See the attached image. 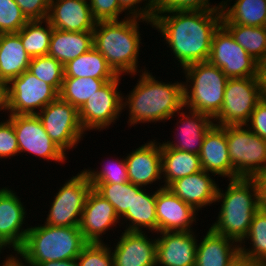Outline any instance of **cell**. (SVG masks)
I'll use <instances>...</instances> for the list:
<instances>
[{
	"instance_id": "ba28073f",
	"label": "cell",
	"mask_w": 266,
	"mask_h": 266,
	"mask_svg": "<svg viewBox=\"0 0 266 266\" xmlns=\"http://www.w3.org/2000/svg\"><path fill=\"white\" fill-rule=\"evenodd\" d=\"M229 158L234 179L254 178L266 171V140L246 125H226Z\"/></svg>"
},
{
	"instance_id": "cb8c5ba5",
	"label": "cell",
	"mask_w": 266,
	"mask_h": 266,
	"mask_svg": "<svg viewBox=\"0 0 266 266\" xmlns=\"http://www.w3.org/2000/svg\"><path fill=\"white\" fill-rule=\"evenodd\" d=\"M240 247L234 240L211 228L197 243L195 266H241Z\"/></svg>"
},
{
	"instance_id": "5b68a950",
	"label": "cell",
	"mask_w": 266,
	"mask_h": 266,
	"mask_svg": "<svg viewBox=\"0 0 266 266\" xmlns=\"http://www.w3.org/2000/svg\"><path fill=\"white\" fill-rule=\"evenodd\" d=\"M87 243L79 227L47 224L30 226L22 248L10 257H14L22 266H35L47 261L73 260Z\"/></svg>"
},
{
	"instance_id": "8992f818",
	"label": "cell",
	"mask_w": 266,
	"mask_h": 266,
	"mask_svg": "<svg viewBox=\"0 0 266 266\" xmlns=\"http://www.w3.org/2000/svg\"><path fill=\"white\" fill-rule=\"evenodd\" d=\"M182 70L186 78L184 108L214 118L222 108L228 77L208 61L193 63Z\"/></svg>"
},
{
	"instance_id": "f546056e",
	"label": "cell",
	"mask_w": 266,
	"mask_h": 266,
	"mask_svg": "<svg viewBox=\"0 0 266 266\" xmlns=\"http://www.w3.org/2000/svg\"><path fill=\"white\" fill-rule=\"evenodd\" d=\"M63 78L115 79L118 75L108 65L105 57L94 47L67 62Z\"/></svg>"
},
{
	"instance_id": "484cf974",
	"label": "cell",
	"mask_w": 266,
	"mask_h": 266,
	"mask_svg": "<svg viewBox=\"0 0 266 266\" xmlns=\"http://www.w3.org/2000/svg\"><path fill=\"white\" fill-rule=\"evenodd\" d=\"M31 57L25 51L17 33H2L0 37V85L3 88L12 79L28 70Z\"/></svg>"
},
{
	"instance_id": "4dcf8cb0",
	"label": "cell",
	"mask_w": 266,
	"mask_h": 266,
	"mask_svg": "<svg viewBox=\"0 0 266 266\" xmlns=\"http://www.w3.org/2000/svg\"><path fill=\"white\" fill-rule=\"evenodd\" d=\"M250 241V248L244 246ZM244 243V244H243ZM243 244V247H242ZM240 260L243 265L266 266V211L259 209L253 216L248 234L239 244Z\"/></svg>"
},
{
	"instance_id": "7a4b0ae2",
	"label": "cell",
	"mask_w": 266,
	"mask_h": 266,
	"mask_svg": "<svg viewBox=\"0 0 266 266\" xmlns=\"http://www.w3.org/2000/svg\"><path fill=\"white\" fill-rule=\"evenodd\" d=\"M144 68L136 86L126 97L123 96V108H129L127 123L130 126L166 122L176 116L174 114H178L179 110L185 109L184 83L158 81Z\"/></svg>"
},
{
	"instance_id": "60d3db41",
	"label": "cell",
	"mask_w": 266,
	"mask_h": 266,
	"mask_svg": "<svg viewBox=\"0 0 266 266\" xmlns=\"http://www.w3.org/2000/svg\"><path fill=\"white\" fill-rule=\"evenodd\" d=\"M171 10L221 11V2L213 6L210 0H155V13Z\"/></svg>"
},
{
	"instance_id": "ee69618b",
	"label": "cell",
	"mask_w": 266,
	"mask_h": 266,
	"mask_svg": "<svg viewBox=\"0 0 266 266\" xmlns=\"http://www.w3.org/2000/svg\"><path fill=\"white\" fill-rule=\"evenodd\" d=\"M142 2H144L143 6H140ZM119 3L125 14L127 13L126 16L153 22L155 17V0H119Z\"/></svg>"
},
{
	"instance_id": "816d5d0a",
	"label": "cell",
	"mask_w": 266,
	"mask_h": 266,
	"mask_svg": "<svg viewBox=\"0 0 266 266\" xmlns=\"http://www.w3.org/2000/svg\"><path fill=\"white\" fill-rule=\"evenodd\" d=\"M2 96H3V88L0 85V111L2 110Z\"/></svg>"
},
{
	"instance_id": "7402d4cb",
	"label": "cell",
	"mask_w": 266,
	"mask_h": 266,
	"mask_svg": "<svg viewBox=\"0 0 266 266\" xmlns=\"http://www.w3.org/2000/svg\"><path fill=\"white\" fill-rule=\"evenodd\" d=\"M203 170L213 176L234 179V168L229 158L225 126L214 124L206 133L199 154Z\"/></svg>"
},
{
	"instance_id": "b9f144b4",
	"label": "cell",
	"mask_w": 266,
	"mask_h": 266,
	"mask_svg": "<svg viewBox=\"0 0 266 266\" xmlns=\"http://www.w3.org/2000/svg\"><path fill=\"white\" fill-rule=\"evenodd\" d=\"M94 19L98 21L119 20L121 9L119 0H88Z\"/></svg>"
},
{
	"instance_id": "74e56055",
	"label": "cell",
	"mask_w": 266,
	"mask_h": 266,
	"mask_svg": "<svg viewBox=\"0 0 266 266\" xmlns=\"http://www.w3.org/2000/svg\"><path fill=\"white\" fill-rule=\"evenodd\" d=\"M83 171L88 175L91 184H120L129 182L125 157L120 158L119 161H107L99 171L94 169H84Z\"/></svg>"
},
{
	"instance_id": "d4e9b609",
	"label": "cell",
	"mask_w": 266,
	"mask_h": 266,
	"mask_svg": "<svg viewBox=\"0 0 266 266\" xmlns=\"http://www.w3.org/2000/svg\"><path fill=\"white\" fill-rule=\"evenodd\" d=\"M212 175L201 170L173 181L167 188L183 202L193 206L197 211L215 203L218 185Z\"/></svg>"
},
{
	"instance_id": "1f68e13d",
	"label": "cell",
	"mask_w": 266,
	"mask_h": 266,
	"mask_svg": "<svg viewBox=\"0 0 266 266\" xmlns=\"http://www.w3.org/2000/svg\"><path fill=\"white\" fill-rule=\"evenodd\" d=\"M163 186L202 170L199 154L161 148Z\"/></svg>"
},
{
	"instance_id": "e575fe53",
	"label": "cell",
	"mask_w": 266,
	"mask_h": 266,
	"mask_svg": "<svg viewBox=\"0 0 266 266\" xmlns=\"http://www.w3.org/2000/svg\"><path fill=\"white\" fill-rule=\"evenodd\" d=\"M113 79L63 78L59 97L79 109L93 94Z\"/></svg>"
},
{
	"instance_id": "2e32d148",
	"label": "cell",
	"mask_w": 266,
	"mask_h": 266,
	"mask_svg": "<svg viewBox=\"0 0 266 266\" xmlns=\"http://www.w3.org/2000/svg\"><path fill=\"white\" fill-rule=\"evenodd\" d=\"M156 190L157 234L167 231H193L198 211L163 185Z\"/></svg>"
},
{
	"instance_id": "4316f807",
	"label": "cell",
	"mask_w": 266,
	"mask_h": 266,
	"mask_svg": "<svg viewBox=\"0 0 266 266\" xmlns=\"http://www.w3.org/2000/svg\"><path fill=\"white\" fill-rule=\"evenodd\" d=\"M93 46V31L71 32L53 28L48 56L65 65Z\"/></svg>"
},
{
	"instance_id": "7c38bea8",
	"label": "cell",
	"mask_w": 266,
	"mask_h": 266,
	"mask_svg": "<svg viewBox=\"0 0 266 266\" xmlns=\"http://www.w3.org/2000/svg\"><path fill=\"white\" fill-rule=\"evenodd\" d=\"M208 62L228 78L258 77L259 63L220 25L214 32Z\"/></svg>"
},
{
	"instance_id": "8fae6325",
	"label": "cell",
	"mask_w": 266,
	"mask_h": 266,
	"mask_svg": "<svg viewBox=\"0 0 266 266\" xmlns=\"http://www.w3.org/2000/svg\"><path fill=\"white\" fill-rule=\"evenodd\" d=\"M37 116L51 140L65 153L76 148L83 139L85 131L79 121L78 109L60 97L50 102Z\"/></svg>"
},
{
	"instance_id": "e0dca14e",
	"label": "cell",
	"mask_w": 266,
	"mask_h": 266,
	"mask_svg": "<svg viewBox=\"0 0 266 266\" xmlns=\"http://www.w3.org/2000/svg\"><path fill=\"white\" fill-rule=\"evenodd\" d=\"M121 219L115 208L93 188L88 192L80 221V231L87 242L102 243V235L117 227ZM101 237V238H100Z\"/></svg>"
},
{
	"instance_id": "603a6c76",
	"label": "cell",
	"mask_w": 266,
	"mask_h": 266,
	"mask_svg": "<svg viewBox=\"0 0 266 266\" xmlns=\"http://www.w3.org/2000/svg\"><path fill=\"white\" fill-rule=\"evenodd\" d=\"M190 111L187 114L179 110L180 121L176 123L180 130L176 135L177 142L164 141L161 148H172L179 151L200 154L202 143L207 131L215 124L213 118L209 115L186 109ZM178 123L181 125H178Z\"/></svg>"
},
{
	"instance_id": "f907efd6",
	"label": "cell",
	"mask_w": 266,
	"mask_h": 266,
	"mask_svg": "<svg viewBox=\"0 0 266 266\" xmlns=\"http://www.w3.org/2000/svg\"><path fill=\"white\" fill-rule=\"evenodd\" d=\"M0 266H22L14 257L9 255L3 260Z\"/></svg>"
},
{
	"instance_id": "277c9868",
	"label": "cell",
	"mask_w": 266,
	"mask_h": 266,
	"mask_svg": "<svg viewBox=\"0 0 266 266\" xmlns=\"http://www.w3.org/2000/svg\"><path fill=\"white\" fill-rule=\"evenodd\" d=\"M229 181L225 192L218 186L215 202L221 201V208L210 228L240 244L248 234L254 214L260 209L258 187L254 178Z\"/></svg>"
},
{
	"instance_id": "8d00e7d4",
	"label": "cell",
	"mask_w": 266,
	"mask_h": 266,
	"mask_svg": "<svg viewBox=\"0 0 266 266\" xmlns=\"http://www.w3.org/2000/svg\"><path fill=\"white\" fill-rule=\"evenodd\" d=\"M28 71L60 92L64 77V67L55 58L48 55L32 57Z\"/></svg>"
},
{
	"instance_id": "c3c4849f",
	"label": "cell",
	"mask_w": 266,
	"mask_h": 266,
	"mask_svg": "<svg viewBox=\"0 0 266 266\" xmlns=\"http://www.w3.org/2000/svg\"><path fill=\"white\" fill-rule=\"evenodd\" d=\"M258 79L262 100L266 101V62H262L258 66Z\"/></svg>"
},
{
	"instance_id": "4fadbf2b",
	"label": "cell",
	"mask_w": 266,
	"mask_h": 266,
	"mask_svg": "<svg viewBox=\"0 0 266 266\" xmlns=\"http://www.w3.org/2000/svg\"><path fill=\"white\" fill-rule=\"evenodd\" d=\"M122 75L107 82L93 94L79 109V121L82 129L104 130L118 120L123 108V94L118 90Z\"/></svg>"
},
{
	"instance_id": "9a60e30c",
	"label": "cell",
	"mask_w": 266,
	"mask_h": 266,
	"mask_svg": "<svg viewBox=\"0 0 266 266\" xmlns=\"http://www.w3.org/2000/svg\"><path fill=\"white\" fill-rule=\"evenodd\" d=\"M16 194L10 188H0V248L12 247V253L22 248L29 230V227H22L27 212Z\"/></svg>"
},
{
	"instance_id": "f6af8a7d",
	"label": "cell",
	"mask_w": 266,
	"mask_h": 266,
	"mask_svg": "<svg viewBox=\"0 0 266 266\" xmlns=\"http://www.w3.org/2000/svg\"><path fill=\"white\" fill-rule=\"evenodd\" d=\"M29 21L48 18L50 0H14Z\"/></svg>"
},
{
	"instance_id": "6da1fadb",
	"label": "cell",
	"mask_w": 266,
	"mask_h": 266,
	"mask_svg": "<svg viewBox=\"0 0 266 266\" xmlns=\"http://www.w3.org/2000/svg\"><path fill=\"white\" fill-rule=\"evenodd\" d=\"M222 11L171 10L155 13L152 28L160 32L175 60L184 67L208 61Z\"/></svg>"
},
{
	"instance_id": "44dd1931",
	"label": "cell",
	"mask_w": 266,
	"mask_h": 266,
	"mask_svg": "<svg viewBox=\"0 0 266 266\" xmlns=\"http://www.w3.org/2000/svg\"><path fill=\"white\" fill-rule=\"evenodd\" d=\"M47 20L53 28L71 32L93 31L97 23L87 0H50Z\"/></svg>"
},
{
	"instance_id": "f35d334b",
	"label": "cell",
	"mask_w": 266,
	"mask_h": 266,
	"mask_svg": "<svg viewBox=\"0 0 266 266\" xmlns=\"http://www.w3.org/2000/svg\"><path fill=\"white\" fill-rule=\"evenodd\" d=\"M105 242H88L78 255V266H114L112 250Z\"/></svg>"
},
{
	"instance_id": "ac0fdd59",
	"label": "cell",
	"mask_w": 266,
	"mask_h": 266,
	"mask_svg": "<svg viewBox=\"0 0 266 266\" xmlns=\"http://www.w3.org/2000/svg\"><path fill=\"white\" fill-rule=\"evenodd\" d=\"M146 233L122 232L112 251L114 266H157V239H150Z\"/></svg>"
},
{
	"instance_id": "d6a6232c",
	"label": "cell",
	"mask_w": 266,
	"mask_h": 266,
	"mask_svg": "<svg viewBox=\"0 0 266 266\" xmlns=\"http://www.w3.org/2000/svg\"><path fill=\"white\" fill-rule=\"evenodd\" d=\"M259 64L266 62V28L246 25H222Z\"/></svg>"
},
{
	"instance_id": "83f0119b",
	"label": "cell",
	"mask_w": 266,
	"mask_h": 266,
	"mask_svg": "<svg viewBox=\"0 0 266 266\" xmlns=\"http://www.w3.org/2000/svg\"><path fill=\"white\" fill-rule=\"evenodd\" d=\"M221 1V25L264 26L266 22V0Z\"/></svg>"
},
{
	"instance_id": "9c48e42d",
	"label": "cell",
	"mask_w": 266,
	"mask_h": 266,
	"mask_svg": "<svg viewBox=\"0 0 266 266\" xmlns=\"http://www.w3.org/2000/svg\"><path fill=\"white\" fill-rule=\"evenodd\" d=\"M261 100L258 77L228 78L222 108L213 120L218 126L245 125Z\"/></svg>"
},
{
	"instance_id": "ffe728a7",
	"label": "cell",
	"mask_w": 266,
	"mask_h": 266,
	"mask_svg": "<svg viewBox=\"0 0 266 266\" xmlns=\"http://www.w3.org/2000/svg\"><path fill=\"white\" fill-rule=\"evenodd\" d=\"M129 182L146 187L162 179L161 143L148 141L125 157Z\"/></svg>"
},
{
	"instance_id": "d6986e66",
	"label": "cell",
	"mask_w": 266,
	"mask_h": 266,
	"mask_svg": "<svg viewBox=\"0 0 266 266\" xmlns=\"http://www.w3.org/2000/svg\"><path fill=\"white\" fill-rule=\"evenodd\" d=\"M157 236V266H195L197 241L194 231H167Z\"/></svg>"
},
{
	"instance_id": "30bf717a",
	"label": "cell",
	"mask_w": 266,
	"mask_h": 266,
	"mask_svg": "<svg viewBox=\"0 0 266 266\" xmlns=\"http://www.w3.org/2000/svg\"><path fill=\"white\" fill-rule=\"evenodd\" d=\"M92 185L82 170L71 177L54 195L44 224L59 227H79L85 200Z\"/></svg>"
},
{
	"instance_id": "52a82bcc",
	"label": "cell",
	"mask_w": 266,
	"mask_h": 266,
	"mask_svg": "<svg viewBox=\"0 0 266 266\" xmlns=\"http://www.w3.org/2000/svg\"><path fill=\"white\" fill-rule=\"evenodd\" d=\"M58 97L59 92L52 85L26 70L3 87L2 111L9 115H36Z\"/></svg>"
},
{
	"instance_id": "bcb514c9",
	"label": "cell",
	"mask_w": 266,
	"mask_h": 266,
	"mask_svg": "<svg viewBox=\"0 0 266 266\" xmlns=\"http://www.w3.org/2000/svg\"><path fill=\"white\" fill-rule=\"evenodd\" d=\"M252 132L266 140V101L261 100L256 106L249 121L245 124Z\"/></svg>"
},
{
	"instance_id": "5bb4252c",
	"label": "cell",
	"mask_w": 266,
	"mask_h": 266,
	"mask_svg": "<svg viewBox=\"0 0 266 266\" xmlns=\"http://www.w3.org/2000/svg\"><path fill=\"white\" fill-rule=\"evenodd\" d=\"M13 123L18 142L19 154H33L44 160L64 163L66 153L48 136L36 115H8Z\"/></svg>"
},
{
	"instance_id": "ab89813d",
	"label": "cell",
	"mask_w": 266,
	"mask_h": 266,
	"mask_svg": "<svg viewBox=\"0 0 266 266\" xmlns=\"http://www.w3.org/2000/svg\"><path fill=\"white\" fill-rule=\"evenodd\" d=\"M29 20L14 0H0V31L17 33Z\"/></svg>"
},
{
	"instance_id": "f1b7e54d",
	"label": "cell",
	"mask_w": 266,
	"mask_h": 266,
	"mask_svg": "<svg viewBox=\"0 0 266 266\" xmlns=\"http://www.w3.org/2000/svg\"><path fill=\"white\" fill-rule=\"evenodd\" d=\"M144 189L133 193L131 209H128L120 219H124L126 223L129 221L125 226L126 231L142 232L146 228L145 231L148 229L157 233L156 191L149 194Z\"/></svg>"
},
{
	"instance_id": "3957f363",
	"label": "cell",
	"mask_w": 266,
	"mask_h": 266,
	"mask_svg": "<svg viewBox=\"0 0 266 266\" xmlns=\"http://www.w3.org/2000/svg\"><path fill=\"white\" fill-rule=\"evenodd\" d=\"M139 21L153 26L152 21L124 16L120 21H98L93 30V47L105 57L117 75L141 73L137 69L142 43Z\"/></svg>"
},
{
	"instance_id": "681fc988",
	"label": "cell",
	"mask_w": 266,
	"mask_h": 266,
	"mask_svg": "<svg viewBox=\"0 0 266 266\" xmlns=\"http://www.w3.org/2000/svg\"><path fill=\"white\" fill-rule=\"evenodd\" d=\"M35 266H78L77 259L63 261H47L37 263Z\"/></svg>"
},
{
	"instance_id": "7bdbcfd3",
	"label": "cell",
	"mask_w": 266,
	"mask_h": 266,
	"mask_svg": "<svg viewBox=\"0 0 266 266\" xmlns=\"http://www.w3.org/2000/svg\"><path fill=\"white\" fill-rule=\"evenodd\" d=\"M19 154L18 142L13 123L7 119L0 122V159Z\"/></svg>"
},
{
	"instance_id": "7dc6e473",
	"label": "cell",
	"mask_w": 266,
	"mask_h": 266,
	"mask_svg": "<svg viewBox=\"0 0 266 266\" xmlns=\"http://www.w3.org/2000/svg\"><path fill=\"white\" fill-rule=\"evenodd\" d=\"M258 187L260 209L266 211V171L254 177Z\"/></svg>"
},
{
	"instance_id": "836d02e7",
	"label": "cell",
	"mask_w": 266,
	"mask_h": 266,
	"mask_svg": "<svg viewBox=\"0 0 266 266\" xmlns=\"http://www.w3.org/2000/svg\"><path fill=\"white\" fill-rule=\"evenodd\" d=\"M52 31L53 27L47 19L33 20L28 21L17 34L25 51L32 58L48 55Z\"/></svg>"
},
{
	"instance_id": "d590c367",
	"label": "cell",
	"mask_w": 266,
	"mask_h": 266,
	"mask_svg": "<svg viewBox=\"0 0 266 266\" xmlns=\"http://www.w3.org/2000/svg\"><path fill=\"white\" fill-rule=\"evenodd\" d=\"M92 188L105 198L114 208L118 217H122L128 209H131L133 193H138L143 187L131 182L120 184H91Z\"/></svg>"
}]
</instances>
